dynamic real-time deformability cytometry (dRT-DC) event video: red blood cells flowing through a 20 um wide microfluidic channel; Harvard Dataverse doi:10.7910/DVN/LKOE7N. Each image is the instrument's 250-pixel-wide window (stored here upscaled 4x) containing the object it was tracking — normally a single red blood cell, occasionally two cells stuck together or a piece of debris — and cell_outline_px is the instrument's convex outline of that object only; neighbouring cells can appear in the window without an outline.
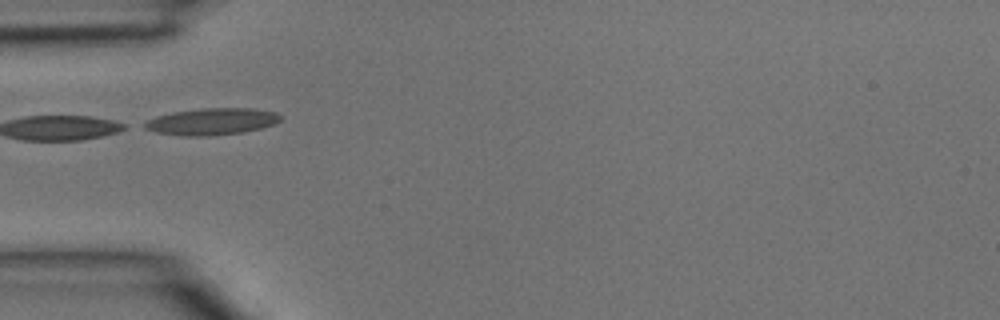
{"species": "common noctule bat (a hibernating species)", "species_latin": "Nyctalus noctula", "temperature_condition": "room temperature", "stored_images_in_passage": 3, "camera_frame_rate_fps": 3000, "um_per_image_px": 0.085, "animal": {"sex": "male", "body_mass_g": 15.6}, "frame": {"image": 1, "passage_image": 2, "time_ms": 0.333, "image_size_px": [1000, 320], "cell_outline_px": [[280, 120], [272, 124], [260, 128], [244, 132], [212, 136], [180, 136], [156, 132], [144, 128], [140, 124], [156, 116], [172, 112], [200, 108], [252, 108], [276, 112], [280, 116]], "centroid_in_image_um": [17.94, 10.33], "position_along_channel_um": 67.1, "area_um2": 21.33}}